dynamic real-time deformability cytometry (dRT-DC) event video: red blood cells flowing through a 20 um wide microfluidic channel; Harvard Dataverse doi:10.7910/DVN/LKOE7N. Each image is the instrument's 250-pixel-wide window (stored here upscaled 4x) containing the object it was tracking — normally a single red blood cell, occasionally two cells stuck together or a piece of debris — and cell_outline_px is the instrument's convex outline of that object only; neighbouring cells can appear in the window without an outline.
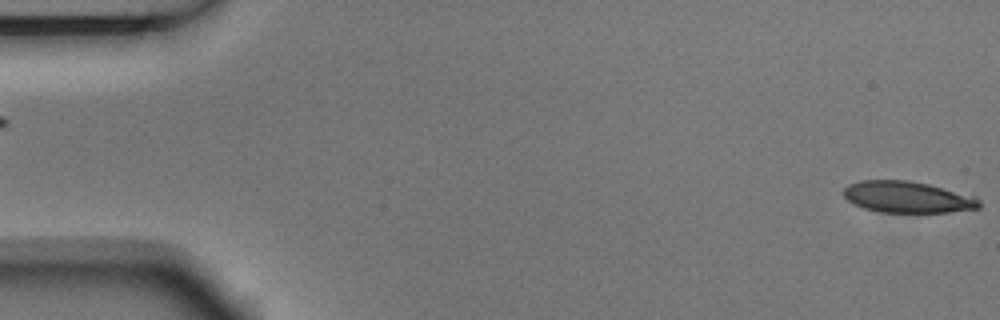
{"species": "Egyptian fruit bat (a non-hibernating species)", "species_latin": "Rousettus aegyptiacus", "temperature_condition": "room temperature", "stored_images_in_passage": 5, "segment_of_instrument_passage": [2, 2], "camera_frame_rate_fps": 3000, "um_per_image_px": 0.085, "animal": {"sex": "male"}, "frame": {"image": 1, "passage_image": 5, "time_ms": 1.333, "image_size_px": [1000, 320], "cell_outline_px": [[980, 208], [948, 212], [880, 212], [864, 208], [848, 200], [844, 196], [844, 188], [848, 184], [860, 180], [908, 180], [972, 192], [980, 200]], "centroid_in_image_um": [77.25, 16.73], "position_along_channel_um": 7.8, "area_um2": 25.37}}